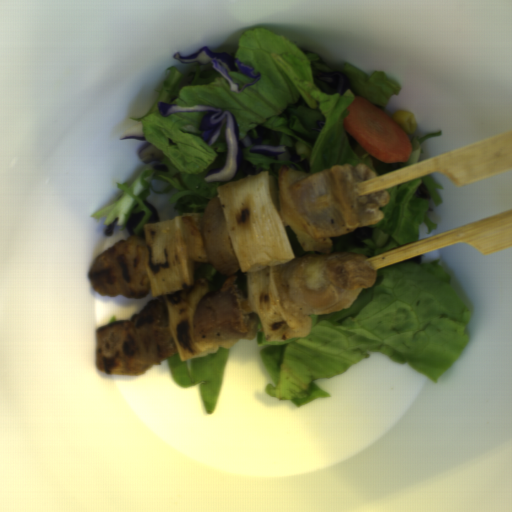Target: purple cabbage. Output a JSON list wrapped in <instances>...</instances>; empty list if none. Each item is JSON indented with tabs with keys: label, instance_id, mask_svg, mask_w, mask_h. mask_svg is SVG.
Wrapping results in <instances>:
<instances>
[{
	"label": "purple cabbage",
	"instance_id": "c1f60e8f",
	"mask_svg": "<svg viewBox=\"0 0 512 512\" xmlns=\"http://www.w3.org/2000/svg\"><path fill=\"white\" fill-rule=\"evenodd\" d=\"M157 108L162 118H166L170 114L205 113L199 120L198 130L202 133L200 137L212 146L224 128L226 148L224 164L219 168H211L204 176V181L205 183L233 181L243 163L238 120L234 113L223 110L222 107L179 105L163 101L158 102Z\"/></svg>",
	"mask_w": 512,
	"mask_h": 512
},
{
	"label": "purple cabbage",
	"instance_id": "ea28d5fd",
	"mask_svg": "<svg viewBox=\"0 0 512 512\" xmlns=\"http://www.w3.org/2000/svg\"><path fill=\"white\" fill-rule=\"evenodd\" d=\"M173 58L174 60H179L181 64H211L212 68L225 78L232 92L242 93L247 87L257 83L261 78V71L246 66L236 59L234 55L226 52L212 51L205 45L187 55H180L177 51L174 53Z\"/></svg>",
	"mask_w": 512,
	"mask_h": 512
}]
</instances>
